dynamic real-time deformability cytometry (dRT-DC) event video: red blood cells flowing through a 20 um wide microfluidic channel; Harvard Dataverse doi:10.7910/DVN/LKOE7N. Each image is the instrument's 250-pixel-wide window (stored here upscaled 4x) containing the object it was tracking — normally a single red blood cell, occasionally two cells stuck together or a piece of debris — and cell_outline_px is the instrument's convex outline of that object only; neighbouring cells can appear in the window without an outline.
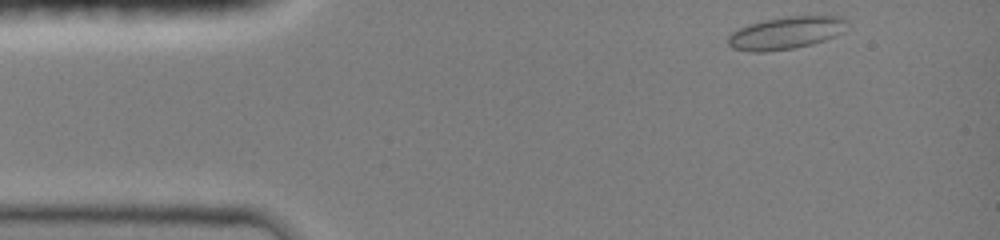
{"species": "common noctule bat (a hibernating species)", "species_latin": "Nyctalus noctula", "temperature_condition": "room temperature", "stored_images_in_passage": 23, "camera_frame_rate_fps": 3000, "um_per_image_px": 0.085, "animal": {"sex": "female", "body_mass_g": 19.0, "forearm_length_mm": 51.5}, "frame": {"image": 1, "passage_image": 1, "time_ms": 0.0, "image_size_px": [1000, 240], "cell_outline_px": [[848, 20], [844, 32], [824, 40], [812, 44], [796, 48], [764, 52], [748, 52], [732, 48], [728, 44], [728, 36], [732, 32], [748, 24], [764, 20], [788, 16], [840, 16]], "centroid_in_image_um": [66.8, 2.8], "position_along_channel_um": 18.2, "area_um2": 22.66}}
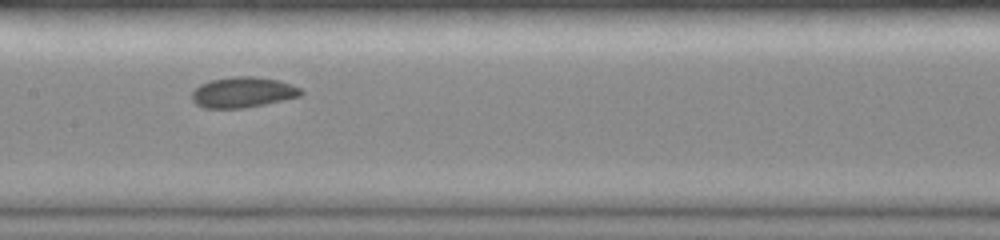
{"frame": {"image": 2, "passage_image": 14, "time_ms": 6.0, "image_size_px": [1000, 240], "cell_outline_px": [[304, 92], [300, 96], [264, 104], [244, 108], [204, 108], [196, 104], [192, 100], [192, 92], [200, 84], [212, 80], [236, 76], [256, 76], [280, 80], [300, 88]], "centroid_in_image_um": [20.65, 7.84], "position_along_channel_um": 186.8, "area_um2": 19.36}}
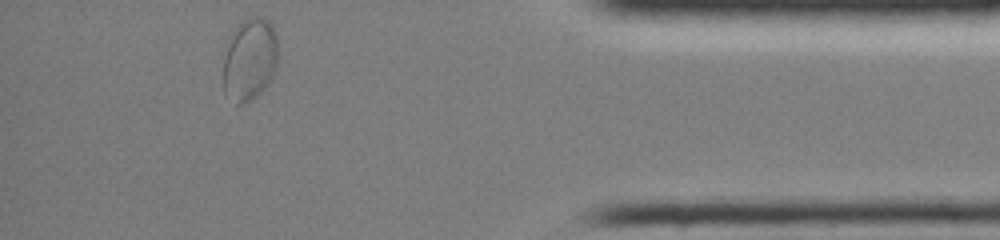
{"frame": {"image": 3, "passage_image": 23, "time_ms": 12.333, "image_size_px": [1000, 240], "cell_outline_px": [[276, 68], [268, 84], [256, 96], [244, 104], [236, 104], [224, 92], [224, 60], [228, 36], [244, 20], [256, 16], [264, 16], [272, 24], [276, 32]], "centroid_in_image_um": [21.22, 5.03], "position_along_channel_um": 414.0, "area_um2": 26.3}, "authors_computed_cell_mechanics": {"area_um2": 19.9988, "velocity_mm_per_s": 4.0665, "shape_relaxation_time_tau1_ms": 2.645, "shape_relaxation_time_tau2_ms": 0.5635, "deformation_change_tau1": 0.1074, "deformation_change_tau2": 0.0376}}